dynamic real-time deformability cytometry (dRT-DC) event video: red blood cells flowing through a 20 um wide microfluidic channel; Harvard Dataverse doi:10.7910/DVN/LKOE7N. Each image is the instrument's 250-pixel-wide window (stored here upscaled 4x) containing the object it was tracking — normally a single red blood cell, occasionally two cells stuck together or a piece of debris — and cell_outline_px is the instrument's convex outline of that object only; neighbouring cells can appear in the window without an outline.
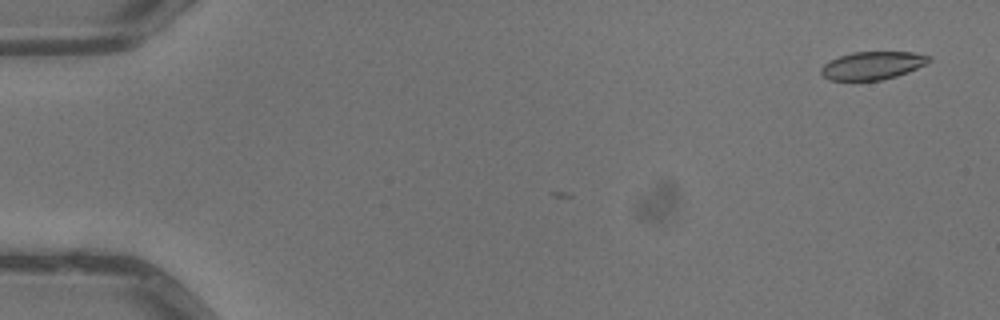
{"species": "common noctule bat (a hibernating species)", "species_latin": "Nyctalus noctula", "temperature_condition": "warm", "stored_images_in_passage": 3, "camera_frame_rate_fps": 3000, "um_per_image_px": 0.085, "animal": {"sex": "male", "body_mass_g": 13.3}, "frame": {"image": 1, "passage_image": 1, "time_ms": 0.0, "image_size_px": [1000, 320], "cell_outline_px": [[932, 60], [928, 64], [908, 72], [896, 76], [880, 80], [828, 80], [820, 72], [820, 68], [824, 64], [840, 56], [852, 52], [912, 52], [932, 56]], "centroid_in_image_um": [74.21, 5.56], "position_along_channel_um": 10.8, "area_um2": 17.63}}